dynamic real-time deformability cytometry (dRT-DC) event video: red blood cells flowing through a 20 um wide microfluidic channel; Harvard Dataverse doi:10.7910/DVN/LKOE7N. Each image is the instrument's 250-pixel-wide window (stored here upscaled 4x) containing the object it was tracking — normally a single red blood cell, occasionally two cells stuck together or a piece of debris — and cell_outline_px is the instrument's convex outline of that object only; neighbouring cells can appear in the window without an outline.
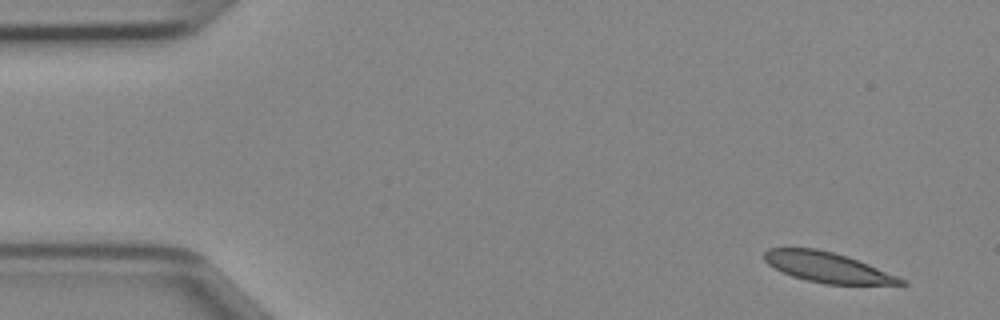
{"species": "Egyptian fruit bat (a non-hibernating species)", "species_latin": "Rousettus aegyptiacus", "temperature_condition": "cold", "stored_images_in_passage": 45, "camera_frame_rate_fps": 3000, "um_per_image_px": 0.085, "animal": {"sex": "female"}, "frame": {"image": 1, "passage_image": 1, "time_ms": 0.0, "image_size_px": [1000, 320], "cell_outline_px": [[908, 284], [824, 284], [792, 276], [768, 264], [764, 260], [764, 252], [768, 248], [816, 248], [832, 252], [868, 264], [908, 280]], "centroid_in_image_um": [70.34, 22.72], "position_along_channel_um": 14.7, "area_um2": 23.64}}
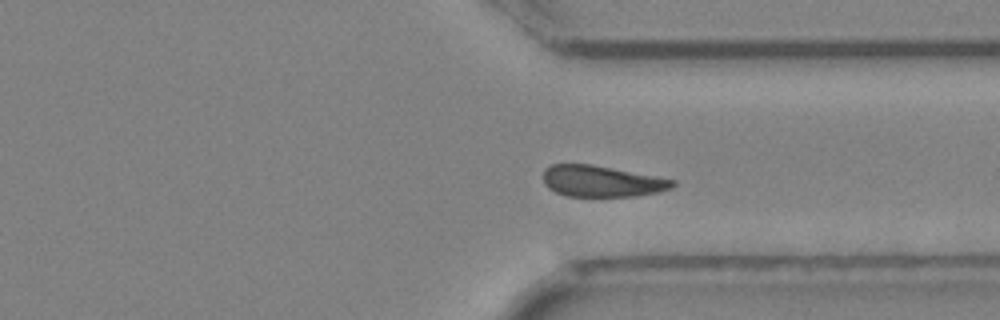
{"frame": {"image": 2, "passage_image": 33, "time_ms": 10.667, "image_size_px": [1000, 320], "cell_outline_px": [[676, 184], [672, 188], [660, 192], [636, 196], [568, 196], [556, 192], [548, 188], [544, 184], [544, 168], [552, 164], [592, 164], [676, 180]], "centroid_in_image_um": [51.16, 15.4], "position_along_channel_um": 360.2, "area_um2": 23.58}}
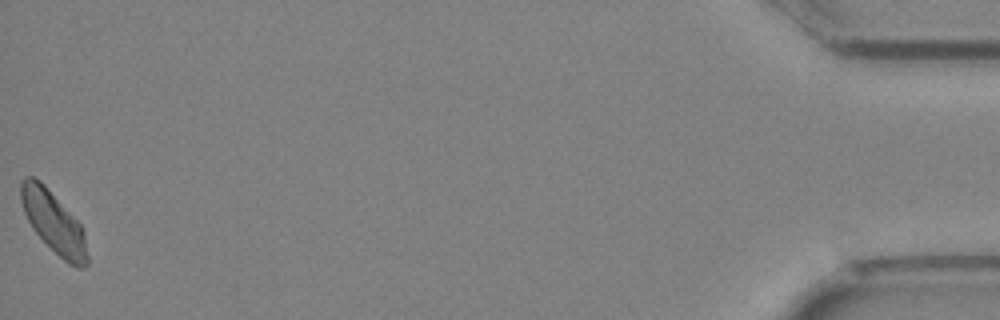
{"frame": {"image": 3, "passage_image": 45, "time_ms": 14.667, "image_size_px": [1000, 320], "cell_outline_px": [[88, 264], [84, 268], [76, 268], [68, 264], [32, 228], [24, 212], [20, 200], [20, 180], [24, 176], [32, 176], [40, 180], [44, 184], [80, 224], [84, 232], [88, 256]], "centroid_in_image_um": [4.55, 18.88], "position_along_channel_um": 430.7, "area_um2": 23.64}}